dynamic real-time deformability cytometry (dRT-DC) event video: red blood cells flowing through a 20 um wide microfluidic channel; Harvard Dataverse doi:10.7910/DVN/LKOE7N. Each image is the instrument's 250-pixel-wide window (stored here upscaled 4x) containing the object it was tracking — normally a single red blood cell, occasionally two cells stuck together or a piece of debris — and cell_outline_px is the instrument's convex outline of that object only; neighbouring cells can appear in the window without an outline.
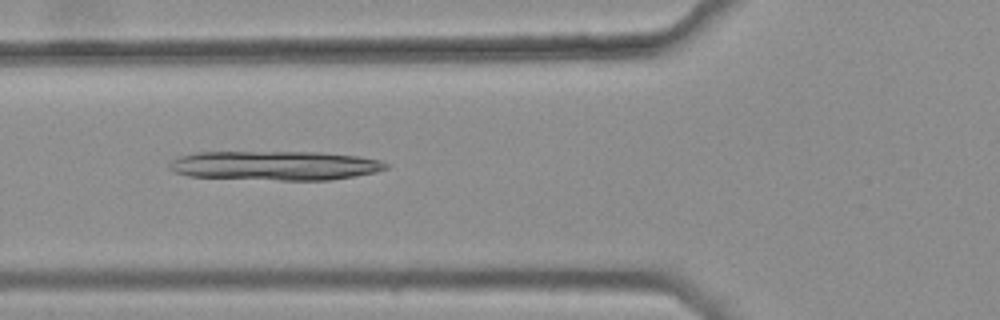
{"species": "common noctule bat (a hibernating species)", "species_latin": "Nyctalus noctula", "temperature_condition": "warm", "stored_images_in_passage": 7, "camera_frame_rate_fps": 3000, "um_per_image_px": 0.085, "animal": {"sex": "female", "body_mass_g": 25.1}, "frame": {"image": 1, "passage_image": 5, "time_ms": 1.333, "image_size_px": [1000, 320], "cell_outline_px": [[392, 164], [388, 168], [376, 172], [356, 176], [332, 180], [280, 180], [188, 176], [176, 172], [168, 168], [168, 164], [176, 156], [196, 152], [320, 152], [360, 156], [380, 160]], "centroid_in_image_um": [23.42, 14.07], "position_along_channel_um": 102.4, "area_um2": 37.34}}
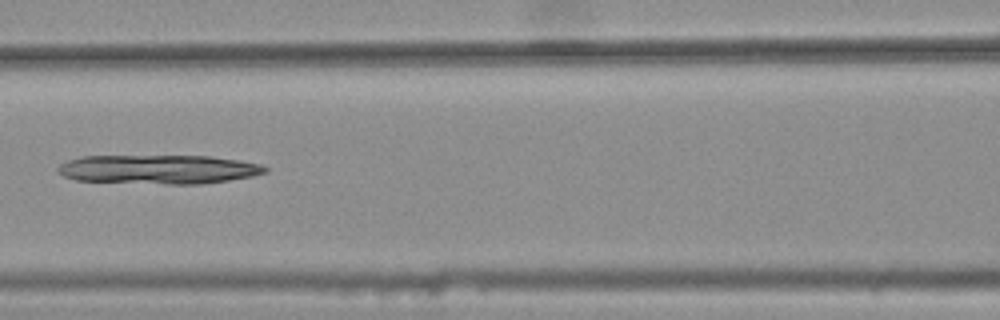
{"frame": {"image": 2, "passage_image": 6, "time_ms": 1.667, "image_size_px": [1000, 320], "cell_outline_px": [[268, 172], [252, 176], [204, 184], [168, 184], [76, 180], [64, 176], [56, 172], [56, 168], [60, 164], [68, 160], [80, 156], [208, 156], [240, 160], [260, 164], [268, 168]], "centroid_in_image_um": [13.47, 14.39], "position_along_channel_um": 153.1, "area_um2": 35.2}}
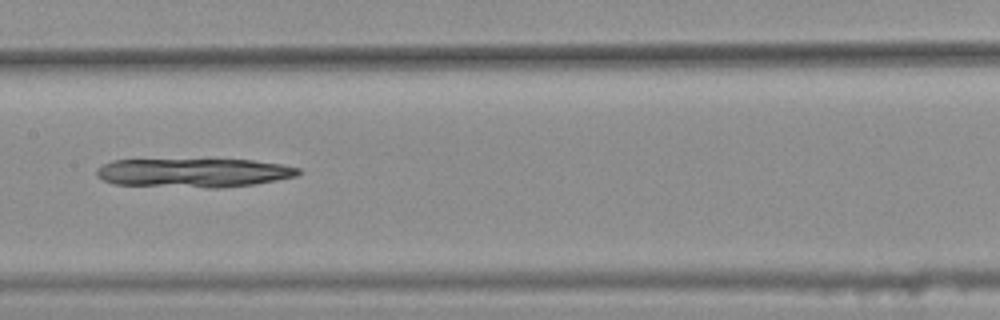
{"frame": {"image": 3, "passage_image": 7, "time_ms": 2.0, "image_size_px": [1000, 320], "cell_outline_px": [[300, 172], [296, 176], [276, 180], [252, 184], [220, 188], [208, 188], [116, 184], [104, 180], [96, 176], [96, 168], [112, 160], [252, 160], [280, 164], [300, 168]], "centroid_in_image_um": [16.44, 14.69], "position_along_channel_um": 191.0, "area_um2": 33.76}}